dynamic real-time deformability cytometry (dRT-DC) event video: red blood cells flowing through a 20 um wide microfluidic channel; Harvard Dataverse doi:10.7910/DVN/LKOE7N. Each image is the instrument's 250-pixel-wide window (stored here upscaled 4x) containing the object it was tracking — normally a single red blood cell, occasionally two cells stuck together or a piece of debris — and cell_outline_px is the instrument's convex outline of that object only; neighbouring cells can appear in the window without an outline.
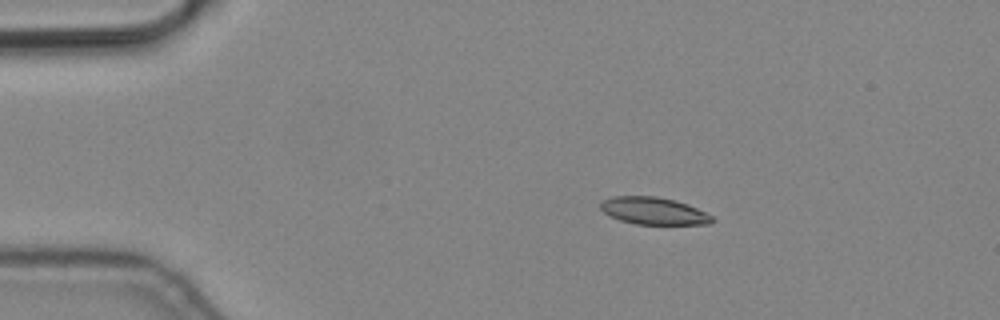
{"species": "common noctule bat (a hibernating species)", "species_latin": "Nyctalus noctula", "temperature_condition": "cold", "stored_images_in_passage": 3, "camera_frame_rate_fps": 3000, "um_per_image_px": 0.085, "animal": {"sex": "male", "body_mass_g": 19.2, "forearm_length_mm": 51.8}, "frame": {"image": 1, "passage_image": 2, "time_ms": 0.333, "image_size_px": [1000, 320], "cell_outline_px": [[716, 220], [712, 224], [636, 224], [620, 220], [604, 212], [600, 208], [600, 204], [604, 200], [612, 196], [656, 196], [676, 200], [688, 204], [712, 216]], "centroid_in_image_um": [55.59, 17.92], "position_along_channel_um": 29.4, "area_um2": 17.69}}